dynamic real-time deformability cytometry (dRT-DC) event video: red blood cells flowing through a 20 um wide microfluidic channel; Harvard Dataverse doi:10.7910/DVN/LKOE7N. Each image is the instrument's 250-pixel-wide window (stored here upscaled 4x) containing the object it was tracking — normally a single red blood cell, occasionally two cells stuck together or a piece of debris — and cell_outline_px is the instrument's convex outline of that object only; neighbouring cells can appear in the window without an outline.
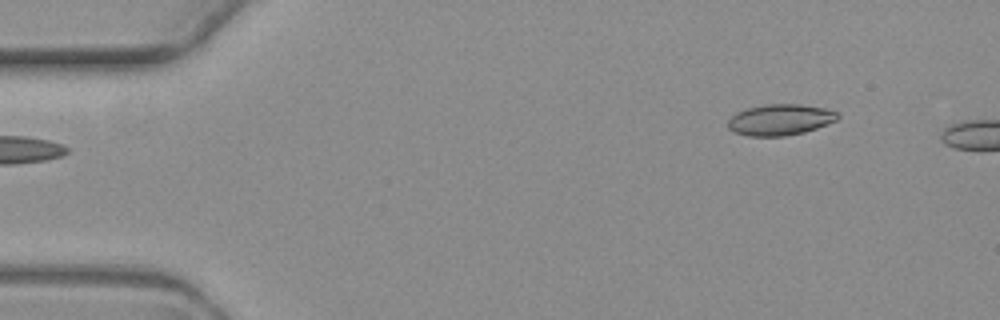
{"species": "common noctule bat (a hibernating species)", "species_latin": "Nyctalus noctula", "temperature_condition": "warm", "stored_images_in_passage": 5, "camera_frame_rate_fps": 3000, "um_per_image_px": 0.085, "animal": {"sex": "female", "body_mass_g": 19.3, "forearm_length_mm": 54.1}, "frame": {"image": 1, "passage_image": 1, "time_ms": 0.0, "image_size_px": [1000, 320], "cell_outline_px": [[840, 116], [836, 120], [816, 128], [804, 132], [784, 136], [748, 136], [732, 132], [728, 128], [728, 120], [736, 112], [748, 108], [764, 104], [800, 104], [824, 108], [836, 112]], "centroid_in_image_um": [66.27, 10.18], "position_along_channel_um": 18.7, "area_um2": 19.83}}